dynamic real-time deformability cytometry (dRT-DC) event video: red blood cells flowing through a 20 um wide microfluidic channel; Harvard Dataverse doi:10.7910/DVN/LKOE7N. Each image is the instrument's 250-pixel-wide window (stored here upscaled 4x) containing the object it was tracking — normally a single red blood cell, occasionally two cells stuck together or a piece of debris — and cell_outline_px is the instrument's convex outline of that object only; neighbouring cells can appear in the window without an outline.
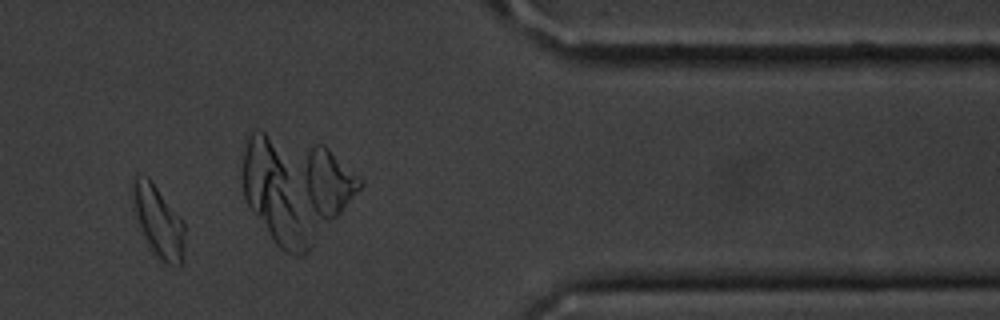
{"species": "common noctule bat (a hibernating species)", "species_latin": "Nyctalus noctula", "temperature_condition": "cold", "stored_images_in_passage": 13, "camera_frame_rate_fps": 3000, "um_per_image_px": 0.085, "animal": {"sex": "male", "body_mass_g": 20.1, "forearm_length_mm": 53.5}, "frame": {"image": 1, "passage_image": 10, "time_ms": 11.333, "image_size_px": [1000, 320], "cell_outline_px": [[184, 232], [180, 264], [164, 264], [152, 248], [132, 208], [132, 184], [136, 172], [148, 176], [184, 224]], "centroid_in_image_um": [13.4, 18.71], "position_along_channel_um": 398.0, "area_um2": 20.58}, "authors_computed_cell_mechanics": {"area_um2": 19.1318, "velocity_mm_per_s": 3.5954, "shape_relaxation_time_tau1_ms": 2.8618, "shape_relaxation_time_tau2_ms": 5.853, "deformation_change_tau1": 0.1037, "deformation_change_tau2": 0.131}}